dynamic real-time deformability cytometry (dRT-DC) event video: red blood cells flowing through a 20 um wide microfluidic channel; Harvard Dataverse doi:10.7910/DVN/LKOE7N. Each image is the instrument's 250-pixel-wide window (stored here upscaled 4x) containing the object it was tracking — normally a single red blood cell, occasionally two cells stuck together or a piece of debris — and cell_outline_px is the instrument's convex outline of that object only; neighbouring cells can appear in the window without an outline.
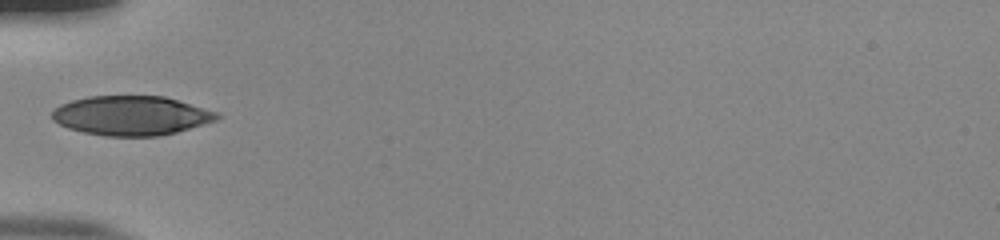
{"species": "human", "species_latin": "Homo sapiens", "temperature_condition": "room temperature", "stored_images_in_passage": 35, "camera_frame_rate_fps": 3000, "um_per_image_px": 0.085, "donor": {"sex": "male"}, "frame": {"image": 1, "passage_image": 1, "time_ms": 0.0, "image_size_px": [1000, 240], "cell_outline_px": [[224, 116], [216, 120], [176, 132], [160, 136], [104, 136], [84, 132], [68, 128], [52, 120], [52, 112], [60, 104], [72, 100], [88, 96], [164, 96], [216, 112]], "centroid_in_image_um": [11.13, 9.83], "position_along_channel_um": 73.9, "area_um2": 37.69}}
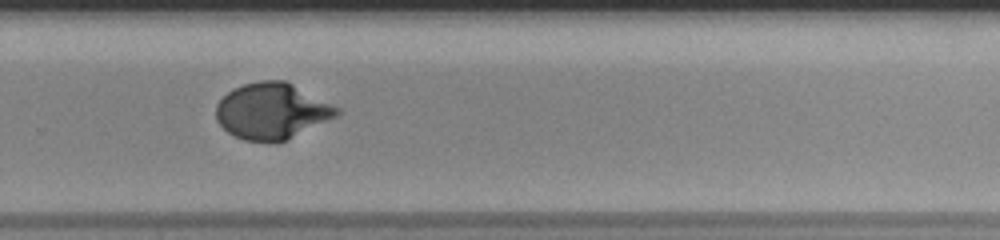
{"frame": {"image": 2, "passage_image": 19, "time_ms": 6.0, "image_size_px": [1000, 240], "cell_outline_px": [[340, 112], [336, 116], [288, 140], [244, 140], [228, 132], [216, 120], [216, 104], [228, 92], [244, 84], [260, 80], [284, 80], [340, 108]], "centroid_in_image_um": [23.1, 9.43], "position_along_channel_um": 306.7, "area_um2": 38.78}}
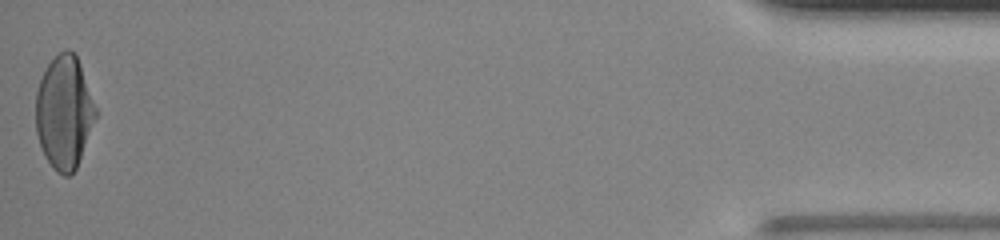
{"frame": {"image": 3, "passage_image": 35, "time_ms": 11.333, "image_size_px": [1000, 240], "cell_outline_px": [[96, 116], [76, 168], [68, 176], [64, 176], [56, 172], [52, 168], [44, 156], [36, 132], [36, 92], [44, 68], [64, 48], [68, 48], [76, 52], [96, 108]], "centroid_in_image_um": [5.43, 9.52], "position_along_channel_um": 429.8, "area_um2": 39.36}, "authors_computed_cell_mechanics": {"area_um2": 38.7838, "velocity_mm_per_s": 3.8774, "shape_relaxation_time_tau1_ms": 5.419, "shape_relaxation_time_tau2_ms": null, "deformation_change_tau1": 0.2313, "deformation_change_tau2": null}}